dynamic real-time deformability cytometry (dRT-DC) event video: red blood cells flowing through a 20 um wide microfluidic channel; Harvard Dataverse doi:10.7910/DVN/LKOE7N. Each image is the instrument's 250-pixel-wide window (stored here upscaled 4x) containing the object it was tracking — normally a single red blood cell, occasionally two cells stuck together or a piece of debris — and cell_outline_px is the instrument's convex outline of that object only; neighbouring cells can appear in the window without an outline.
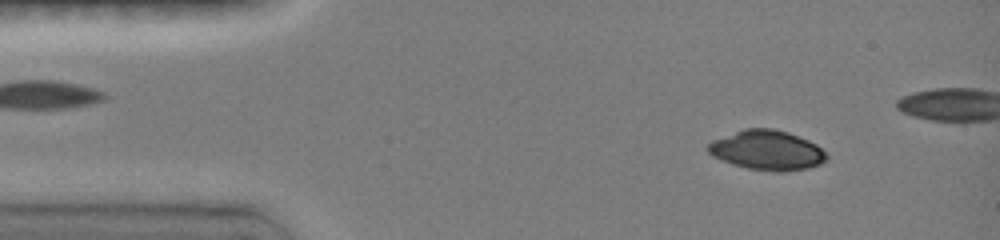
{"species": "common noctule bat (a hibernating species)", "species_latin": "Nyctalus noctula", "temperature_condition": "room temperature", "stored_images_in_passage": 42, "camera_frame_rate_fps": 3000, "um_per_image_px": 0.085, "animal": {"sex": "female", "body_mass_g": 19.0, "forearm_length_mm": 51.5}, "frame": {"image": 1, "passage_image": 5, "time_ms": 1.333, "image_size_px": [1000, 240], "cell_outline_px": [[828, 160], [820, 164], [808, 168], [784, 172], [776, 172], [748, 168], [732, 164], [720, 160], [712, 156], [704, 148], [712, 140], [744, 128], [772, 128], [788, 132], [808, 140], [816, 144], [828, 156]], "centroid_in_image_um": [65.17, 12.77], "position_along_channel_um": 19.8, "area_um2": 27.63}}
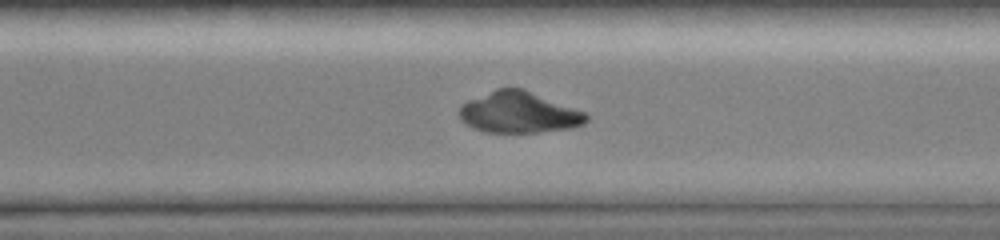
{"frame": {"image": 2, "passage_image": 33, "time_ms": 10.667, "image_size_px": [1000, 240], "cell_outline_px": [[588, 120], [584, 124], [572, 128], [540, 132], [484, 132], [472, 128], [464, 124], [460, 120], [460, 104], [468, 100], [496, 88], [524, 88], [584, 112], [588, 116]], "centroid_in_image_um": [44.08, 9.56], "position_along_channel_um": 326.5, "area_um2": 30.63}}
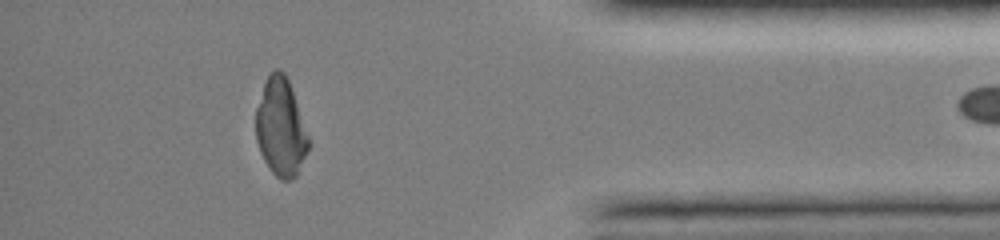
{"frame": {"image": 3, "passage_image": 41, "time_ms": 13.333, "image_size_px": [1000, 240], "cell_outline_px": [[308, 148], [296, 176], [292, 180], [280, 180], [272, 172], [264, 160], [260, 152], [256, 140], [256, 108], [268, 72], [276, 68], [280, 68], [284, 72], [288, 80], [308, 136]], "centroid_in_image_um": [23.83, 10.82], "position_along_channel_um": 411.4, "area_um2": 29.65}}